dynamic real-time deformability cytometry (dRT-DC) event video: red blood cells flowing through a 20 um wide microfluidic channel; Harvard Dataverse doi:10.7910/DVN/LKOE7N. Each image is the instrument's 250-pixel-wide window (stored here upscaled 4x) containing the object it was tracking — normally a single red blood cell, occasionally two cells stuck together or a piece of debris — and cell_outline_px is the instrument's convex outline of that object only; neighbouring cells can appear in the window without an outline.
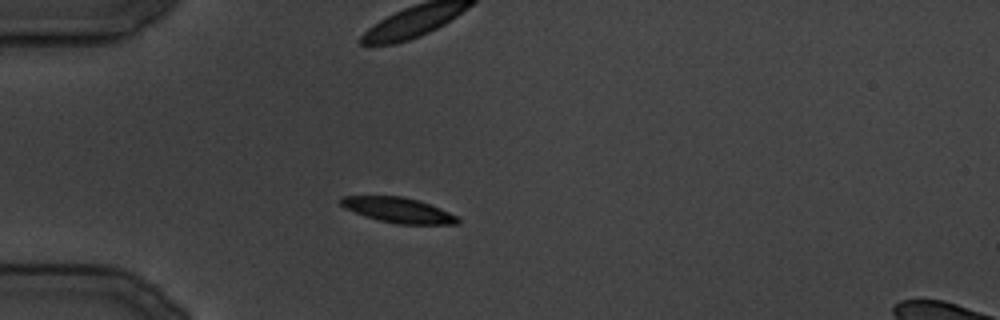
{"species": "common noctule bat (a hibernating species)", "species_latin": "Nyctalus noctula", "temperature_condition": "cold", "stored_images_in_passage": 25, "camera_frame_rate_fps": 3000, "um_per_image_px": 0.085, "animal": {"sex": "male", "body_mass_g": 19.5, "forearm_length_mm": 54.6}, "frame": {"image": 1, "passage_image": 1, "time_ms": 0.0, "image_size_px": [1000, 320], "cell_outline_px": [[460, 224], [396, 224], [380, 220], [344, 208], [340, 204], [340, 196], [400, 196], [416, 200], [440, 208], [460, 216]], "centroid_in_image_um": [33.9, 17.86], "position_along_channel_um": 51.1, "area_um2": 16.99}}
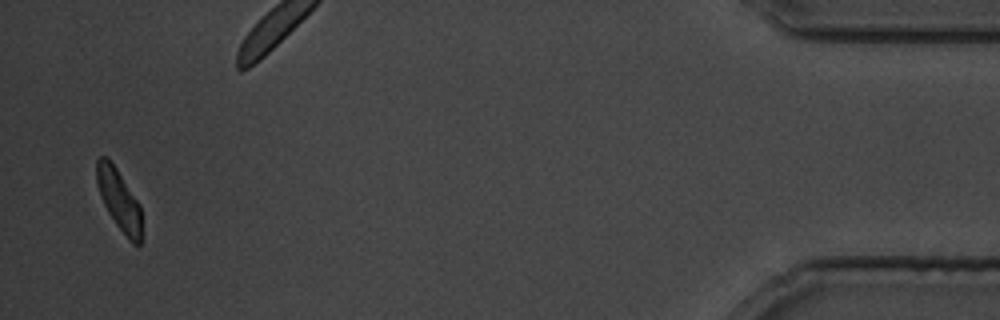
{"frame": {"image": 2, "passage_image": 25, "time_ms": 29.333, "image_size_px": [1000, 320], "cell_outline_px": [[140, 244], [132, 244], [116, 224], [108, 212], [100, 196], [96, 180], [96, 160], [100, 156], [108, 156], [140, 204]], "centroid_in_image_um": [10.08, 16.94], "position_along_channel_um": 425.1, "area_um2": 15.78}}